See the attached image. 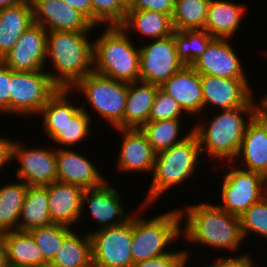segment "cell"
Returning <instances> with one entry per match:
<instances>
[{
	"label": "cell",
	"mask_w": 267,
	"mask_h": 267,
	"mask_svg": "<svg viewBox=\"0 0 267 267\" xmlns=\"http://www.w3.org/2000/svg\"><path fill=\"white\" fill-rule=\"evenodd\" d=\"M0 267H8L6 260V247L2 234L0 235Z\"/></svg>",
	"instance_id": "7dc6e473"
},
{
	"label": "cell",
	"mask_w": 267,
	"mask_h": 267,
	"mask_svg": "<svg viewBox=\"0 0 267 267\" xmlns=\"http://www.w3.org/2000/svg\"><path fill=\"white\" fill-rule=\"evenodd\" d=\"M186 115L177 101L159 87L152 104L149 121L183 119Z\"/></svg>",
	"instance_id": "f35d334b"
},
{
	"label": "cell",
	"mask_w": 267,
	"mask_h": 267,
	"mask_svg": "<svg viewBox=\"0 0 267 267\" xmlns=\"http://www.w3.org/2000/svg\"><path fill=\"white\" fill-rule=\"evenodd\" d=\"M70 7L75 8L85 15L92 22V3L91 0H63Z\"/></svg>",
	"instance_id": "ee69618b"
},
{
	"label": "cell",
	"mask_w": 267,
	"mask_h": 267,
	"mask_svg": "<svg viewBox=\"0 0 267 267\" xmlns=\"http://www.w3.org/2000/svg\"><path fill=\"white\" fill-rule=\"evenodd\" d=\"M263 55H266V56H267V50H266V51H264Z\"/></svg>",
	"instance_id": "f5cc1de1"
},
{
	"label": "cell",
	"mask_w": 267,
	"mask_h": 267,
	"mask_svg": "<svg viewBox=\"0 0 267 267\" xmlns=\"http://www.w3.org/2000/svg\"><path fill=\"white\" fill-rule=\"evenodd\" d=\"M159 87L141 80L128 83L123 128L140 129L149 121L152 104Z\"/></svg>",
	"instance_id": "cb8c5ba5"
},
{
	"label": "cell",
	"mask_w": 267,
	"mask_h": 267,
	"mask_svg": "<svg viewBox=\"0 0 267 267\" xmlns=\"http://www.w3.org/2000/svg\"><path fill=\"white\" fill-rule=\"evenodd\" d=\"M139 206V212H137L138 209L132 210L134 212L132 213L131 245L133 264L172 252V250L169 251V245L182 238L179 207L154 215L150 219L142 217L143 214H141V211L143 213L150 208V205L140 204ZM139 213L140 216H138Z\"/></svg>",
	"instance_id": "8992f818"
},
{
	"label": "cell",
	"mask_w": 267,
	"mask_h": 267,
	"mask_svg": "<svg viewBox=\"0 0 267 267\" xmlns=\"http://www.w3.org/2000/svg\"><path fill=\"white\" fill-rule=\"evenodd\" d=\"M90 111L87 113L80 110L71 121L64 125H41L45 131L46 137L51 139L56 144V149H66L77 147V145L84 142L91 134V122L93 116H90ZM58 145V146H57ZM60 146V147H59Z\"/></svg>",
	"instance_id": "83f0119b"
},
{
	"label": "cell",
	"mask_w": 267,
	"mask_h": 267,
	"mask_svg": "<svg viewBox=\"0 0 267 267\" xmlns=\"http://www.w3.org/2000/svg\"><path fill=\"white\" fill-rule=\"evenodd\" d=\"M59 90L46 71L10 69V115L39 116L48 100Z\"/></svg>",
	"instance_id": "ba28073f"
},
{
	"label": "cell",
	"mask_w": 267,
	"mask_h": 267,
	"mask_svg": "<svg viewBox=\"0 0 267 267\" xmlns=\"http://www.w3.org/2000/svg\"><path fill=\"white\" fill-rule=\"evenodd\" d=\"M258 103H256L257 106V114L267 119V92L262 96V99H260Z\"/></svg>",
	"instance_id": "bcb514c9"
},
{
	"label": "cell",
	"mask_w": 267,
	"mask_h": 267,
	"mask_svg": "<svg viewBox=\"0 0 267 267\" xmlns=\"http://www.w3.org/2000/svg\"><path fill=\"white\" fill-rule=\"evenodd\" d=\"M255 261L257 262V260L253 258L242 262H221V267H257Z\"/></svg>",
	"instance_id": "f6af8a7d"
},
{
	"label": "cell",
	"mask_w": 267,
	"mask_h": 267,
	"mask_svg": "<svg viewBox=\"0 0 267 267\" xmlns=\"http://www.w3.org/2000/svg\"><path fill=\"white\" fill-rule=\"evenodd\" d=\"M255 97L245 106L230 110L217 111L209 122L200 121L193 125V133L197 136L201 153L208 158L223 163H232L240 150L243 135L249 122L257 114ZM246 115V116H245ZM214 158V159H213Z\"/></svg>",
	"instance_id": "7a4b0ae2"
},
{
	"label": "cell",
	"mask_w": 267,
	"mask_h": 267,
	"mask_svg": "<svg viewBox=\"0 0 267 267\" xmlns=\"http://www.w3.org/2000/svg\"><path fill=\"white\" fill-rule=\"evenodd\" d=\"M85 231L92 241L93 267H133L132 216L121 225Z\"/></svg>",
	"instance_id": "30bf717a"
},
{
	"label": "cell",
	"mask_w": 267,
	"mask_h": 267,
	"mask_svg": "<svg viewBox=\"0 0 267 267\" xmlns=\"http://www.w3.org/2000/svg\"><path fill=\"white\" fill-rule=\"evenodd\" d=\"M60 224H50L30 230L36 246L42 253L45 262H52L60 249L63 240L74 230Z\"/></svg>",
	"instance_id": "d590c367"
},
{
	"label": "cell",
	"mask_w": 267,
	"mask_h": 267,
	"mask_svg": "<svg viewBox=\"0 0 267 267\" xmlns=\"http://www.w3.org/2000/svg\"><path fill=\"white\" fill-rule=\"evenodd\" d=\"M73 148L56 149L57 181L75 184L84 189L102 186L105 178L94 163Z\"/></svg>",
	"instance_id": "d6986e66"
},
{
	"label": "cell",
	"mask_w": 267,
	"mask_h": 267,
	"mask_svg": "<svg viewBox=\"0 0 267 267\" xmlns=\"http://www.w3.org/2000/svg\"><path fill=\"white\" fill-rule=\"evenodd\" d=\"M115 130L123 137L116 169L122 173L153 172L156 153L146 134L141 129L115 128Z\"/></svg>",
	"instance_id": "ac0fdd59"
},
{
	"label": "cell",
	"mask_w": 267,
	"mask_h": 267,
	"mask_svg": "<svg viewBox=\"0 0 267 267\" xmlns=\"http://www.w3.org/2000/svg\"><path fill=\"white\" fill-rule=\"evenodd\" d=\"M201 148L197 136L192 132L188 138L169 149L156 154L154 169L150 176L149 190L141 204L153 205L169 189L186 184L189 179L198 173L202 158ZM200 163V164H199ZM193 175V176H192ZM176 186V187H175Z\"/></svg>",
	"instance_id": "5b68a950"
},
{
	"label": "cell",
	"mask_w": 267,
	"mask_h": 267,
	"mask_svg": "<svg viewBox=\"0 0 267 267\" xmlns=\"http://www.w3.org/2000/svg\"><path fill=\"white\" fill-rule=\"evenodd\" d=\"M73 230L57 251L52 263L58 267H93L92 241L89 233Z\"/></svg>",
	"instance_id": "f546056e"
},
{
	"label": "cell",
	"mask_w": 267,
	"mask_h": 267,
	"mask_svg": "<svg viewBox=\"0 0 267 267\" xmlns=\"http://www.w3.org/2000/svg\"><path fill=\"white\" fill-rule=\"evenodd\" d=\"M26 2H30V0H0V9L18 6Z\"/></svg>",
	"instance_id": "c3c4849f"
},
{
	"label": "cell",
	"mask_w": 267,
	"mask_h": 267,
	"mask_svg": "<svg viewBox=\"0 0 267 267\" xmlns=\"http://www.w3.org/2000/svg\"><path fill=\"white\" fill-rule=\"evenodd\" d=\"M200 79L203 97L202 117L206 113L204 110L207 111L209 107L217 108L216 110H230L247 105L255 97L253 85H249L248 79L224 78L206 74L200 75Z\"/></svg>",
	"instance_id": "4fadbf2b"
},
{
	"label": "cell",
	"mask_w": 267,
	"mask_h": 267,
	"mask_svg": "<svg viewBox=\"0 0 267 267\" xmlns=\"http://www.w3.org/2000/svg\"><path fill=\"white\" fill-rule=\"evenodd\" d=\"M232 39L214 38L206 51L191 65L200 75L216 77L249 79L241 62L239 54L235 52Z\"/></svg>",
	"instance_id": "e0dca14e"
},
{
	"label": "cell",
	"mask_w": 267,
	"mask_h": 267,
	"mask_svg": "<svg viewBox=\"0 0 267 267\" xmlns=\"http://www.w3.org/2000/svg\"><path fill=\"white\" fill-rule=\"evenodd\" d=\"M36 267H58V266H56L52 262H44V263L37 265Z\"/></svg>",
	"instance_id": "681fc988"
},
{
	"label": "cell",
	"mask_w": 267,
	"mask_h": 267,
	"mask_svg": "<svg viewBox=\"0 0 267 267\" xmlns=\"http://www.w3.org/2000/svg\"><path fill=\"white\" fill-rule=\"evenodd\" d=\"M72 93L83 95L81 109L90 105L95 114L113 128H123V118L128 96V83L99 75L95 72L87 74L71 89Z\"/></svg>",
	"instance_id": "52a82bcc"
},
{
	"label": "cell",
	"mask_w": 267,
	"mask_h": 267,
	"mask_svg": "<svg viewBox=\"0 0 267 267\" xmlns=\"http://www.w3.org/2000/svg\"><path fill=\"white\" fill-rule=\"evenodd\" d=\"M160 88L169 94L191 117L203 112L202 83L200 74L192 66H183Z\"/></svg>",
	"instance_id": "7402d4cb"
},
{
	"label": "cell",
	"mask_w": 267,
	"mask_h": 267,
	"mask_svg": "<svg viewBox=\"0 0 267 267\" xmlns=\"http://www.w3.org/2000/svg\"><path fill=\"white\" fill-rule=\"evenodd\" d=\"M246 9L245 4L232 0H211L204 30L214 38L233 39L246 16Z\"/></svg>",
	"instance_id": "603a6c76"
},
{
	"label": "cell",
	"mask_w": 267,
	"mask_h": 267,
	"mask_svg": "<svg viewBox=\"0 0 267 267\" xmlns=\"http://www.w3.org/2000/svg\"><path fill=\"white\" fill-rule=\"evenodd\" d=\"M46 49L47 30L34 23L1 61L13 71H45Z\"/></svg>",
	"instance_id": "9a60e30c"
},
{
	"label": "cell",
	"mask_w": 267,
	"mask_h": 267,
	"mask_svg": "<svg viewBox=\"0 0 267 267\" xmlns=\"http://www.w3.org/2000/svg\"><path fill=\"white\" fill-rule=\"evenodd\" d=\"M175 0H134L128 10H149L168 14L172 17Z\"/></svg>",
	"instance_id": "60d3db41"
},
{
	"label": "cell",
	"mask_w": 267,
	"mask_h": 267,
	"mask_svg": "<svg viewBox=\"0 0 267 267\" xmlns=\"http://www.w3.org/2000/svg\"><path fill=\"white\" fill-rule=\"evenodd\" d=\"M33 24L31 2L0 9V60L15 46L19 37Z\"/></svg>",
	"instance_id": "484cf974"
},
{
	"label": "cell",
	"mask_w": 267,
	"mask_h": 267,
	"mask_svg": "<svg viewBox=\"0 0 267 267\" xmlns=\"http://www.w3.org/2000/svg\"><path fill=\"white\" fill-rule=\"evenodd\" d=\"M211 262L207 263V264H204L205 267H221V262ZM202 266V267H204Z\"/></svg>",
	"instance_id": "f907efd6"
},
{
	"label": "cell",
	"mask_w": 267,
	"mask_h": 267,
	"mask_svg": "<svg viewBox=\"0 0 267 267\" xmlns=\"http://www.w3.org/2000/svg\"><path fill=\"white\" fill-rule=\"evenodd\" d=\"M123 196L118 193L114 186L109 184L107 180L102 186L96 188L85 189L82 202L81 221L84 220L83 215L87 210V215L91 216V220L99 229L118 226L129 220L132 216L131 212L127 215L125 206L122 204ZM87 206V209H85ZM85 209V212H84Z\"/></svg>",
	"instance_id": "5bb4252c"
},
{
	"label": "cell",
	"mask_w": 267,
	"mask_h": 267,
	"mask_svg": "<svg viewBox=\"0 0 267 267\" xmlns=\"http://www.w3.org/2000/svg\"><path fill=\"white\" fill-rule=\"evenodd\" d=\"M226 164L229 170L221 180L222 201L217 205L230 214L240 216L267 195V178L258 172L241 169L233 162Z\"/></svg>",
	"instance_id": "9c48e42d"
},
{
	"label": "cell",
	"mask_w": 267,
	"mask_h": 267,
	"mask_svg": "<svg viewBox=\"0 0 267 267\" xmlns=\"http://www.w3.org/2000/svg\"><path fill=\"white\" fill-rule=\"evenodd\" d=\"M182 240L217 250H228L230 256L220 255L214 262H242L253 259L249 253L232 256L240 252L244 239L241 232L240 217L226 212L217 203L199 202L186 204L179 208ZM186 219V220H184ZM222 256V257H221Z\"/></svg>",
	"instance_id": "6da1fadb"
},
{
	"label": "cell",
	"mask_w": 267,
	"mask_h": 267,
	"mask_svg": "<svg viewBox=\"0 0 267 267\" xmlns=\"http://www.w3.org/2000/svg\"><path fill=\"white\" fill-rule=\"evenodd\" d=\"M22 142V143H21ZM14 141L12 161L17 160L16 179L24 181L29 186H45L57 181L56 148H35L24 145L23 141Z\"/></svg>",
	"instance_id": "8fae6325"
},
{
	"label": "cell",
	"mask_w": 267,
	"mask_h": 267,
	"mask_svg": "<svg viewBox=\"0 0 267 267\" xmlns=\"http://www.w3.org/2000/svg\"><path fill=\"white\" fill-rule=\"evenodd\" d=\"M48 207L54 224L74 228L81 225L82 202L85 189L79 185L55 181L47 185Z\"/></svg>",
	"instance_id": "ffe728a7"
},
{
	"label": "cell",
	"mask_w": 267,
	"mask_h": 267,
	"mask_svg": "<svg viewBox=\"0 0 267 267\" xmlns=\"http://www.w3.org/2000/svg\"><path fill=\"white\" fill-rule=\"evenodd\" d=\"M178 59L184 66H191L214 39L204 29L173 32Z\"/></svg>",
	"instance_id": "836d02e7"
},
{
	"label": "cell",
	"mask_w": 267,
	"mask_h": 267,
	"mask_svg": "<svg viewBox=\"0 0 267 267\" xmlns=\"http://www.w3.org/2000/svg\"><path fill=\"white\" fill-rule=\"evenodd\" d=\"M2 237L8 267H36L45 262L29 231H8Z\"/></svg>",
	"instance_id": "4316f807"
},
{
	"label": "cell",
	"mask_w": 267,
	"mask_h": 267,
	"mask_svg": "<svg viewBox=\"0 0 267 267\" xmlns=\"http://www.w3.org/2000/svg\"><path fill=\"white\" fill-rule=\"evenodd\" d=\"M121 27L130 36L137 32L148 40L166 38L174 32L170 15L149 10H128Z\"/></svg>",
	"instance_id": "d4e9b609"
},
{
	"label": "cell",
	"mask_w": 267,
	"mask_h": 267,
	"mask_svg": "<svg viewBox=\"0 0 267 267\" xmlns=\"http://www.w3.org/2000/svg\"><path fill=\"white\" fill-rule=\"evenodd\" d=\"M101 30L93 41V72L126 83L139 81L140 51L133 37L121 26Z\"/></svg>",
	"instance_id": "277c9868"
},
{
	"label": "cell",
	"mask_w": 267,
	"mask_h": 267,
	"mask_svg": "<svg viewBox=\"0 0 267 267\" xmlns=\"http://www.w3.org/2000/svg\"><path fill=\"white\" fill-rule=\"evenodd\" d=\"M139 46L140 80L161 86L184 65L178 59L173 35Z\"/></svg>",
	"instance_id": "7c38bea8"
},
{
	"label": "cell",
	"mask_w": 267,
	"mask_h": 267,
	"mask_svg": "<svg viewBox=\"0 0 267 267\" xmlns=\"http://www.w3.org/2000/svg\"><path fill=\"white\" fill-rule=\"evenodd\" d=\"M211 0H175L172 14L174 30L204 29Z\"/></svg>",
	"instance_id": "d6a6232c"
},
{
	"label": "cell",
	"mask_w": 267,
	"mask_h": 267,
	"mask_svg": "<svg viewBox=\"0 0 267 267\" xmlns=\"http://www.w3.org/2000/svg\"><path fill=\"white\" fill-rule=\"evenodd\" d=\"M92 23L96 27L121 26L128 8L121 0H91ZM100 25V26H99Z\"/></svg>",
	"instance_id": "8d00e7d4"
},
{
	"label": "cell",
	"mask_w": 267,
	"mask_h": 267,
	"mask_svg": "<svg viewBox=\"0 0 267 267\" xmlns=\"http://www.w3.org/2000/svg\"><path fill=\"white\" fill-rule=\"evenodd\" d=\"M239 217L244 240L252 233V236L267 239V195L251 205Z\"/></svg>",
	"instance_id": "74e56055"
},
{
	"label": "cell",
	"mask_w": 267,
	"mask_h": 267,
	"mask_svg": "<svg viewBox=\"0 0 267 267\" xmlns=\"http://www.w3.org/2000/svg\"><path fill=\"white\" fill-rule=\"evenodd\" d=\"M0 186V231L18 230L21 207L29 185L20 179Z\"/></svg>",
	"instance_id": "4dcf8cb0"
},
{
	"label": "cell",
	"mask_w": 267,
	"mask_h": 267,
	"mask_svg": "<svg viewBox=\"0 0 267 267\" xmlns=\"http://www.w3.org/2000/svg\"><path fill=\"white\" fill-rule=\"evenodd\" d=\"M92 32L47 31L45 70L59 89H71L93 72Z\"/></svg>",
	"instance_id": "3957f363"
},
{
	"label": "cell",
	"mask_w": 267,
	"mask_h": 267,
	"mask_svg": "<svg viewBox=\"0 0 267 267\" xmlns=\"http://www.w3.org/2000/svg\"><path fill=\"white\" fill-rule=\"evenodd\" d=\"M33 21L47 31L94 32L96 26L63 0H30Z\"/></svg>",
	"instance_id": "2e32d148"
},
{
	"label": "cell",
	"mask_w": 267,
	"mask_h": 267,
	"mask_svg": "<svg viewBox=\"0 0 267 267\" xmlns=\"http://www.w3.org/2000/svg\"><path fill=\"white\" fill-rule=\"evenodd\" d=\"M13 143L14 140H11L10 137L0 135V172L3 167H8L12 163L10 161H12Z\"/></svg>",
	"instance_id": "7bdbcfd3"
},
{
	"label": "cell",
	"mask_w": 267,
	"mask_h": 267,
	"mask_svg": "<svg viewBox=\"0 0 267 267\" xmlns=\"http://www.w3.org/2000/svg\"><path fill=\"white\" fill-rule=\"evenodd\" d=\"M121 1L128 8L134 0H121Z\"/></svg>",
	"instance_id": "816d5d0a"
},
{
	"label": "cell",
	"mask_w": 267,
	"mask_h": 267,
	"mask_svg": "<svg viewBox=\"0 0 267 267\" xmlns=\"http://www.w3.org/2000/svg\"><path fill=\"white\" fill-rule=\"evenodd\" d=\"M182 120L184 121V119L148 121L140 129L146 134L152 149L157 154L181 143L193 132V128H191L186 130L188 133L185 132L186 134L180 136Z\"/></svg>",
	"instance_id": "1f68e13d"
},
{
	"label": "cell",
	"mask_w": 267,
	"mask_h": 267,
	"mask_svg": "<svg viewBox=\"0 0 267 267\" xmlns=\"http://www.w3.org/2000/svg\"><path fill=\"white\" fill-rule=\"evenodd\" d=\"M52 224L45 186H29L19 216L18 230L30 231Z\"/></svg>",
	"instance_id": "f1b7e54d"
},
{
	"label": "cell",
	"mask_w": 267,
	"mask_h": 267,
	"mask_svg": "<svg viewBox=\"0 0 267 267\" xmlns=\"http://www.w3.org/2000/svg\"><path fill=\"white\" fill-rule=\"evenodd\" d=\"M191 251L174 250L162 256H156L145 261L133 264V267H186L191 258Z\"/></svg>",
	"instance_id": "ab89813d"
},
{
	"label": "cell",
	"mask_w": 267,
	"mask_h": 267,
	"mask_svg": "<svg viewBox=\"0 0 267 267\" xmlns=\"http://www.w3.org/2000/svg\"><path fill=\"white\" fill-rule=\"evenodd\" d=\"M233 163L241 169L258 172L267 178V119L256 114L249 122Z\"/></svg>",
	"instance_id": "44dd1931"
},
{
	"label": "cell",
	"mask_w": 267,
	"mask_h": 267,
	"mask_svg": "<svg viewBox=\"0 0 267 267\" xmlns=\"http://www.w3.org/2000/svg\"><path fill=\"white\" fill-rule=\"evenodd\" d=\"M0 114H10V68L0 60Z\"/></svg>",
	"instance_id": "b9f144b4"
},
{
	"label": "cell",
	"mask_w": 267,
	"mask_h": 267,
	"mask_svg": "<svg viewBox=\"0 0 267 267\" xmlns=\"http://www.w3.org/2000/svg\"><path fill=\"white\" fill-rule=\"evenodd\" d=\"M70 89H59L46 103L40 112L43 125H64L71 121L81 110V106L73 103ZM70 98V99H69Z\"/></svg>",
	"instance_id": "e575fe53"
}]
</instances>
